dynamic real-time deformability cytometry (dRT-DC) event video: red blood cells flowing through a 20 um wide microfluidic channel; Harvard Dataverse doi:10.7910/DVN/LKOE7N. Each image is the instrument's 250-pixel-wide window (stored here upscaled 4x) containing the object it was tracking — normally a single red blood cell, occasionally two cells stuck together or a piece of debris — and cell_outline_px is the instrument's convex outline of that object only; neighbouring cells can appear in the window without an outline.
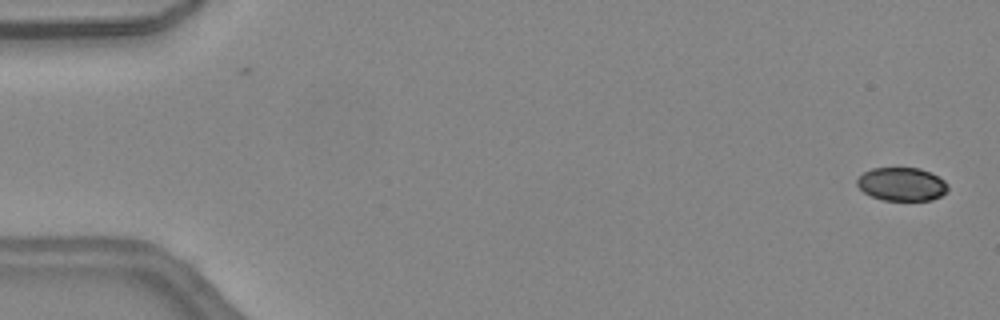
{"species": "common noctule bat (a hibernating species)", "species_latin": "Nyctalus noctula", "temperature_condition": "warm", "stored_images_in_passage": 46, "camera_frame_rate_fps": 3000, "um_per_image_px": 0.085, "animal": {"sex": "female", "body_mass_g": 24.6, "forearm_length_mm": 56.2}, "frame": {"image": 1, "passage_image": 1, "time_ms": 0.0, "image_size_px": [1000, 320], "cell_outline_px": [[948, 188], [940, 196], [932, 200], [884, 200], [872, 196], [864, 192], [856, 184], [856, 180], [864, 172], [872, 168], [920, 168], [944, 180], [948, 184]], "centroid_in_image_um": [76.63, 15.65], "position_along_channel_um": 8.4, "area_um2": 17.46}}
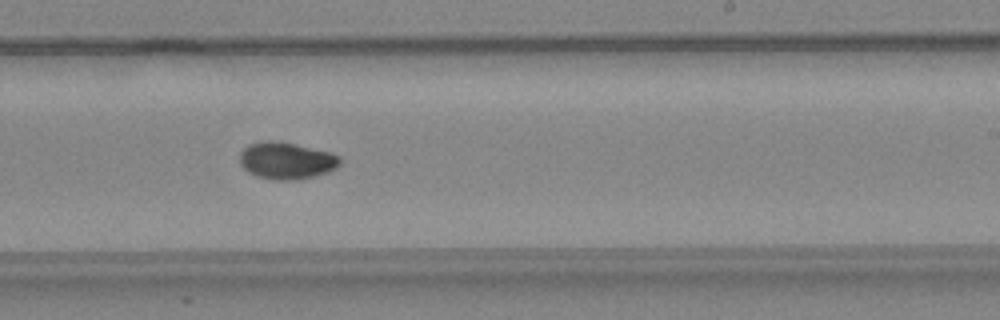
{"frame": {"image": 2, "passage_image": 28, "time_ms": 9.0, "image_size_px": [1000, 320], "cell_outline_px": [[340, 164], [336, 168], [328, 172], [300, 180], [276, 180], [256, 176], [248, 172], [240, 164], [240, 152], [248, 144], [264, 140], [272, 140], [292, 144], [328, 152], [340, 156]], "centroid_in_image_um": [24.32, 13.67], "position_along_channel_um": 264.7, "area_um2": 21.5}}
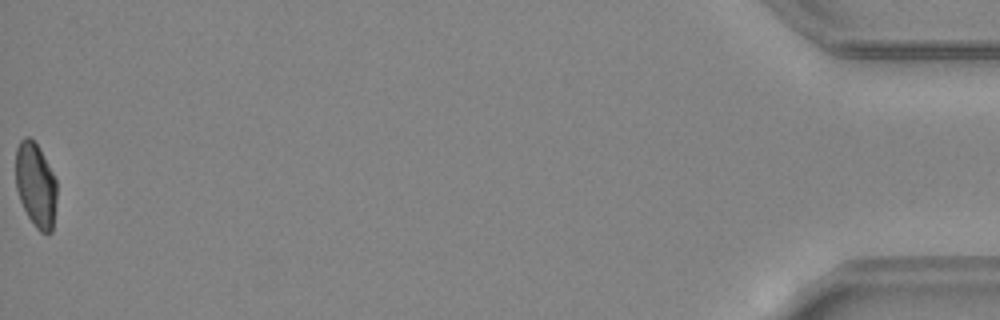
{"frame": {"image": 3, "passage_image": 46, "time_ms": 15.0, "image_size_px": [1000, 320], "cell_outline_px": [[56, 200], [52, 232], [40, 232], [36, 228], [28, 216], [20, 200], [16, 188], [16, 148], [20, 140], [24, 136], [28, 136], [36, 144], [52, 172], [56, 180]], "centroid_in_image_um": [3.02, 15.73], "position_along_channel_um": 432.2, "area_um2": 19.94}, "authors_computed_cell_mechanics": {"area_um2": 20.5768, "velocity_mm_per_s": 4.5121, "shape_relaxation_time_tau1_ms": 4.6206, "shape_relaxation_time_tau2_ms": 2.3088, "deformation_change_tau1": 0.1749, "deformation_change_tau2": 0.0482}}